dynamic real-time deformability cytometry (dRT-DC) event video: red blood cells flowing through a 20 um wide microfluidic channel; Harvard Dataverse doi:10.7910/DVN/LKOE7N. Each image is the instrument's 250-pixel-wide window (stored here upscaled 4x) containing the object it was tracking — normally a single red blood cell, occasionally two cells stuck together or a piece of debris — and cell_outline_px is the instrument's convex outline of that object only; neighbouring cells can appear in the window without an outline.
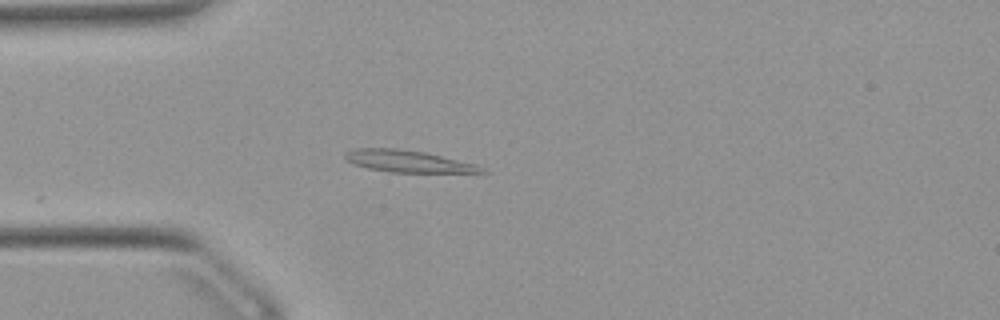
{"species": "Egyptian fruit bat (a non-hibernating species)", "species_latin": "Rousettus aegyptiacus", "temperature_condition": "warm", "stored_images_in_passage": 30, "camera_frame_rate_fps": 3000, "um_per_image_px": 0.085, "animal": {"sex": "female"}, "frame": {"image": 1, "passage_image": 1, "time_ms": 0.0, "image_size_px": [1000, 320], "cell_outline_px": [[488, 172], [392, 172], [368, 168], [344, 160], [344, 152], [352, 148], [400, 148], [424, 152], [476, 164], [484, 168]], "centroid_in_image_um": [34.62, 13.69], "position_along_channel_um": 50.4, "area_um2": 17.34}}
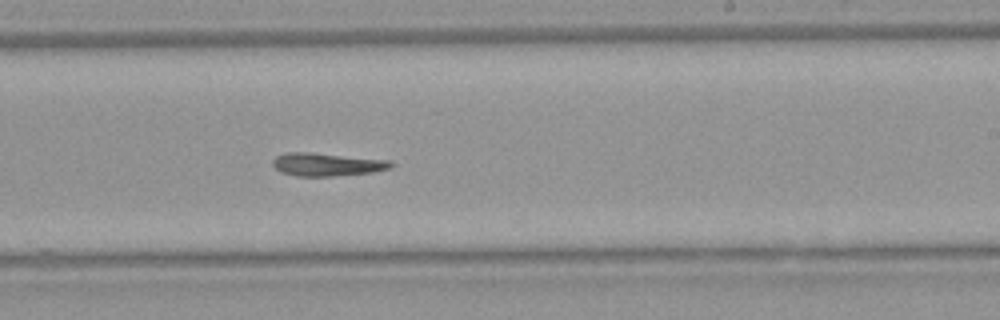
{"frame": {"image": 2, "passage_image": 18, "time_ms": 5.667, "image_size_px": [1000, 320], "cell_outline_px": [[392, 164], [388, 168], [372, 172], [332, 176], [296, 176], [280, 172], [272, 164], [272, 160], [276, 156], [288, 152], [312, 152], [392, 160]], "centroid_in_image_um": [27.75, 13.96], "position_along_channel_um": 261.2, "area_um2": 15.9}}
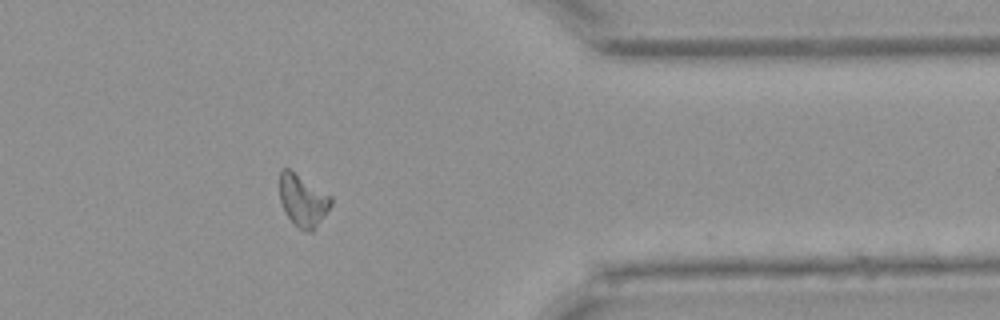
{"frame": {"image": 3, "passage_image": 29, "time_ms": 9.333, "image_size_px": [1000, 320], "cell_outline_px": [[332, 204], [312, 232], [304, 232], [292, 224], [284, 212], [280, 200], [280, 172], [284, 168], [288, 168], [332, 196]], "centroid_in_image_um": [25.73, 17.07], "position_along_channel_um": 385.7, "area_um2": 15.61}}